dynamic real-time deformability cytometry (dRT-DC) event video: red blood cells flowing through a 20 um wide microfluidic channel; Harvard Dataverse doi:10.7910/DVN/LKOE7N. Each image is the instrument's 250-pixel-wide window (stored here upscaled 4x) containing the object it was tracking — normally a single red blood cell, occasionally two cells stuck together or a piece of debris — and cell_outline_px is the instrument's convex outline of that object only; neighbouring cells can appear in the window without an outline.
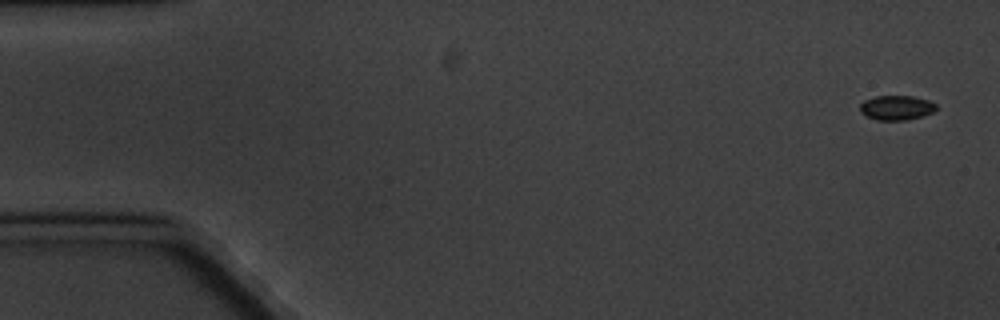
{"species": "common noctule bat (a hibernating species)", "species_latin": "Nyctalus noctula", "temperature_condition": "cold", "stored_images_in_passage": 5, "camera_frame_rate_fps": 3000, "um_per_image_px": 0.085, "animal": {"sex": "male", "body_mass_g": 20.1, "forearm_length_mm": 53.5}, "frame": {"image": 1, "passage_image": 1, "time_ms": 0.0, "image_size_px": [1000, 320], "cell_outline_px": [[936, 108], [932, 112], [920, 116], [904, 120], [876, 120], [864, 116], [860, 112], [860, 104], [864, 100], [876, 96], [912, 96], [928, 100], [936, 104]], "centroid_in_image_um": [76.14, 9.15], "position_along_channel_um": 8.9, "area_um2": 10.87}}
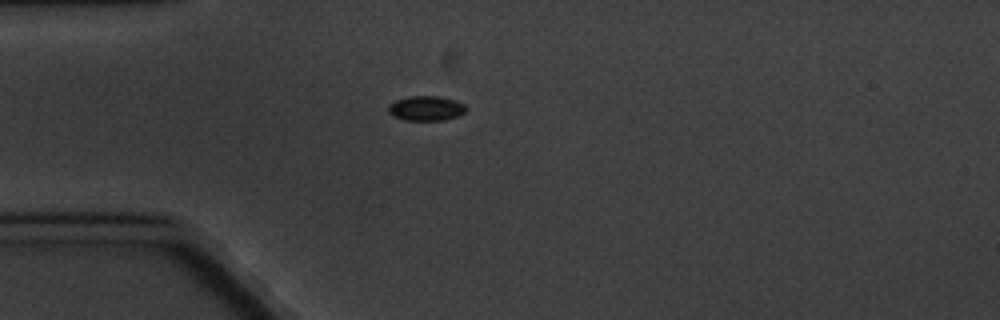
{"frame": {"image": 2, "passage_image": 5, "time_ms": 4.667, "image_size_px": [1000, 320], "cell_outline_px": [[468, 108], [464, 112], [456, 116], [444, 120], [404, 120], [392, 116], [388, 112], [388, 108], [396, 100], [408, 96], [440, 96], [464, 104]], "centroid_in_image_um": [36.2, 9.21], "position_along_channel_um": 48.8, "area_um2": 11.1}}